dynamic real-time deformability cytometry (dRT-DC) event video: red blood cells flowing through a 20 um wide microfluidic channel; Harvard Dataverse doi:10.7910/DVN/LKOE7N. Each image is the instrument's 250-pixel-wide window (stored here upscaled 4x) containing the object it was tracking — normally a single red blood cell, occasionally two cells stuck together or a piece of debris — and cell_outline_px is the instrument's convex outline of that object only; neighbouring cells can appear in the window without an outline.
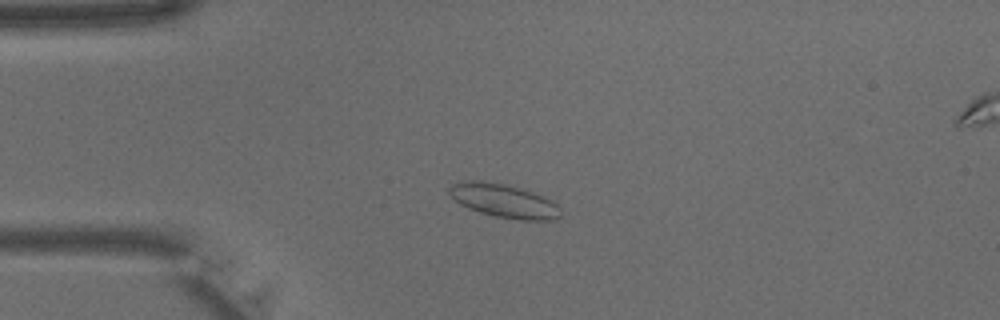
{"species": "common noctule bat (a hibernating species)", "species_latin": "Nyctalus noctula", "temperature_condition": "warm", "stored_images_in_passage": 40, "camera_frame_rate_fps": 3000, "um_per_image_px": 0.085, "animal": {"sex": "male", "body_mass_g": 15.6}, "frame": {"image": 1, "passage_image": 9, "time_ms": 2.667, "image_size_px": [1000, 320], "cell_outline_px": [[560, 216], [556, 220], [520, 220], [496, 216], [480, 212], [468, 208], [460, 204], [448, 192], [448, 188], [452, 184], [468, 180], [480, 180], [504, 184], [520, 188], [544, 196], [552, 200], [560, 208]], "centroid_in_image_um": [42.84, 17.07], "position_along_channel_um": 42.2, "area_um2": 21.73}}
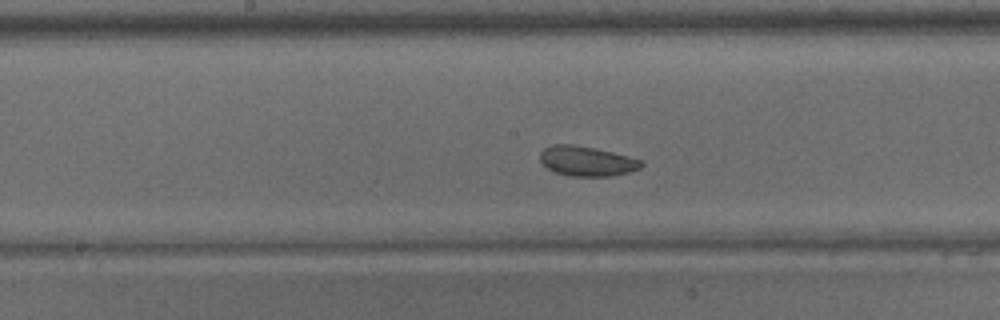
{"frame": {"image": 2, "passage_image": 20, "time_ms": 6.333, "image_size_px": [1000, 320], "cell_outline_px": [[644, 164], [640, 168], [628, 172], [608, 176], [572, 176], [556, 172], [548, 168], [540, 160], [540, 152], [544, 148], [552, 144], [572, 144], [612, 152], [644, 160]], "centroid_in_image_um": [49.89, 13.69], "position_along_channel_um": 198.3, "area_um2": 17.46}}
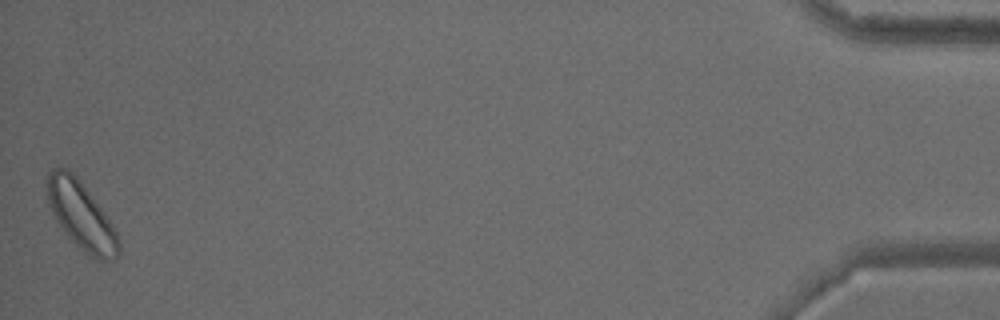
{"frame": {"image": 3, "passage_image": 40, "time_ms": 13.0, "image_size_px": [1000, 320], "cell_outline_px": [[120, 252], [112, 260], [92, 260], [68, 236], [52, 212], [48, 204], [48, 172], [52, 168], [64, 168], [72, 172], [76, 176], [112, 224], [116, 232], [120, 244]], "centroid_in_image_um": [6.92, 18.37], "position_along_channel_um": 428.3, "area_um2": 27.46}}